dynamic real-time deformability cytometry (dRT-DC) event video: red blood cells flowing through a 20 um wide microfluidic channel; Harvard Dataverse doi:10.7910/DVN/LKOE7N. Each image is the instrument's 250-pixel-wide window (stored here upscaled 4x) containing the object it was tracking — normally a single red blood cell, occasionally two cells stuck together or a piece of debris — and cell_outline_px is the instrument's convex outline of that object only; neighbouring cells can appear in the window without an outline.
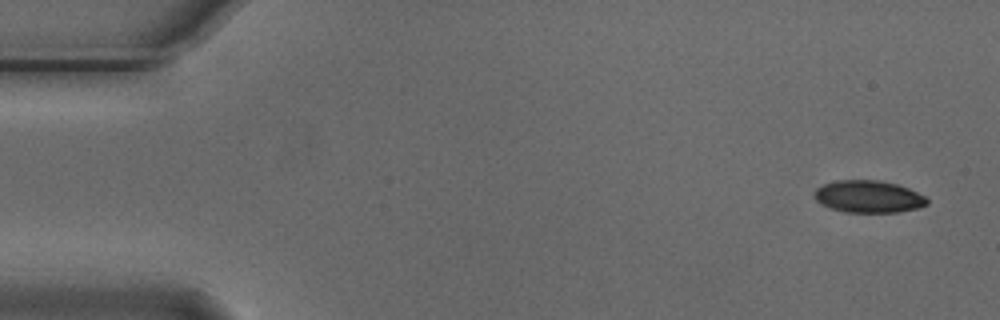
{"species": "Egyptian fruit bat (a non-hibernating species)", "species_latin": "Rousettus aegyptiacus", "temperature_condition": "cold", "stored_images_in_passage": 6, "camera_frame_rate_fps": 3000, "um_per_image_px": 0.085, "animal": {"sex": "male"}, "frame": {"image": 1, "passage_image": 1, "time_ms": 0.0, "image_size_px": [1000, 320], "cell_outline_px": [[928, 204], [916, 208], [900, 212], [844, 212], [820, 204], [812, 196], [816, 188], [824, 184], [836, 180], [880, 180], [896, 184], [908, 188], [924, 196], [928, 200]], "centroid_in_image_um": [73.78, 16.71], "position_along_channel_um": 11.2, "area_um2": 21.15}}
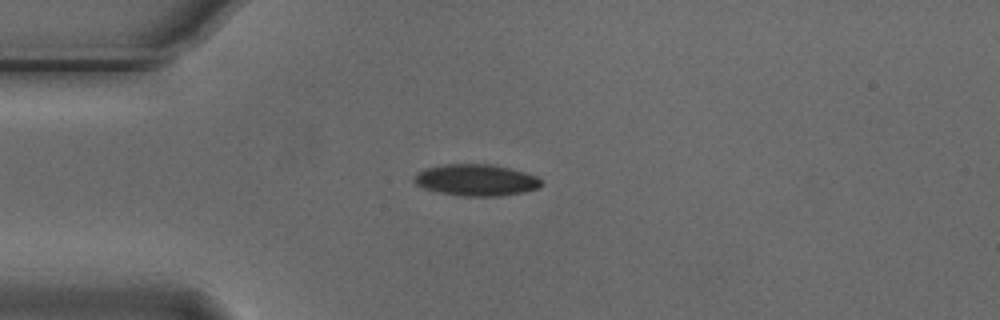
{"frame": {"image": 2, "passage_image": 4, "time_ms": 1.0, "image_size_px": [1000, 320], "cell_outline_px": [[544, 184], [540, 188], [524, 192], [500, 196], [460, 196], [436, 192], [424, 188], [416, 184], [412, 180], [416, 172], [424, 168], [444, 164], [492, 164], [524, 172], [536, 176]], "centroid_in_image_um": [40.44, 15.31], "position_along_channel_um": 44.6, "area_um2": 23.64}}
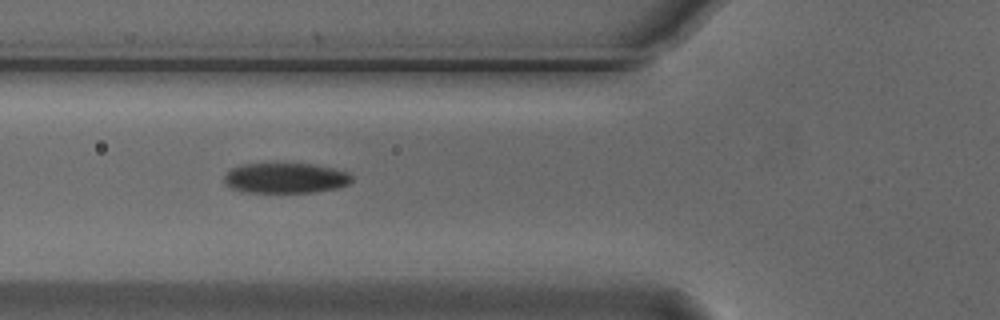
{"frame": {"image": 3, "passage_image": 6, "time_ms": 1.667, "image_size_px": [1000, 320], "cell_outline_px": [[352, 180], [348, 184], [336, 188], [316, 192], [244, 192], [232, 188], [224, 184], [224, 176], [232, 168], [240, 164], [316, 164], [348, 172], [352, 176]], "centroid_in_image_um": [24.26, 15.13], "position_along_channel_um": 101.5, "area_um2": 22.48}}